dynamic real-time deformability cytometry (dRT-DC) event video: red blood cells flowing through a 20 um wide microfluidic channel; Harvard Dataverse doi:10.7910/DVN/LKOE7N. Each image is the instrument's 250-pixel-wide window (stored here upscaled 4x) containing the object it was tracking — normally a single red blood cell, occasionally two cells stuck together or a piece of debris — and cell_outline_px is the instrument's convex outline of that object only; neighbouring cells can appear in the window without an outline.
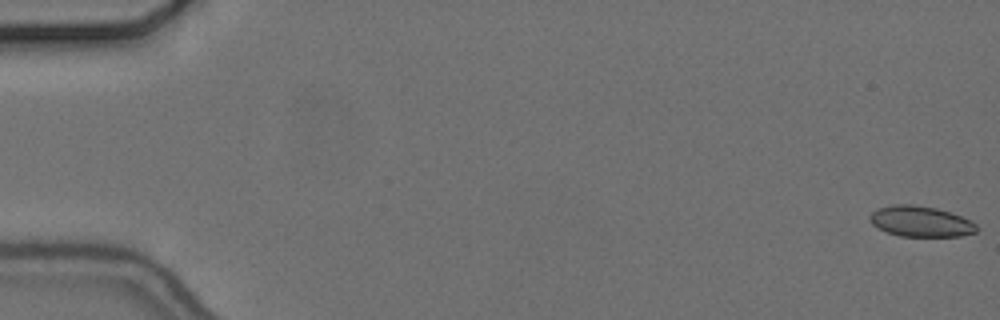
{"species": "common noctule bat (a hibernating species)", "species_latin": "Nyctalus noctula", "temperature_condition": "cold", "stored_images_in_passage": 16, "camera_frame_rate_fps": 3000, "um_per_image_px": 0.085, "animal": {"sex": "female", "body_mass_g": 24.6, "forearm_length_mm": 56.2}, "frame": {"image": 1, "passage_image": 1, "time_ms": 0.0, "image_size_px": [1000, 320], "cell_outline_px": [[976, 232], [960, 236], [900, 236], [888, 232], [872, 224], [868, 216], [876, 208], [892, 204], [912, 204], [936, 208], [960, 216], [976, 224]], "centroid_in_image_um": [78.21, 18.81], "position_along_channel_um": 6.8, "area_um2": 18.9}}
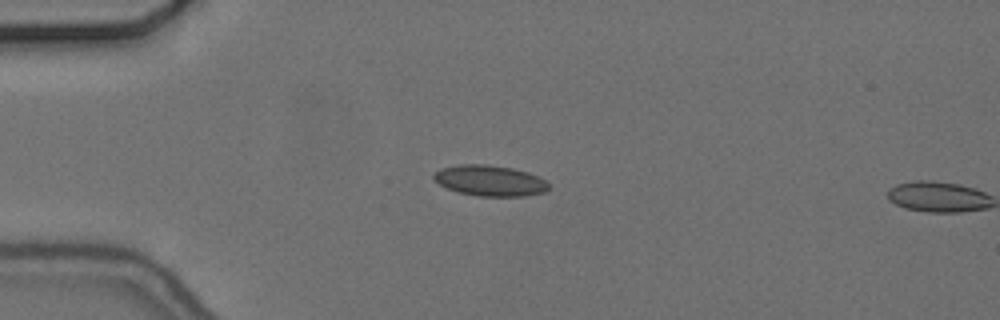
{"frame": {"image": 2, "passage_image": 15, "time_ms": 4.667, "image_size_px": [1000, 320], "cell_outline_px": [[548, 188], [544, 192], [524, 196], [476, 196], [460, 192], [448, 188], [440, 184], [432, 176], [440, 168], [456, 164], [484, 164], [512, 168], [528, 172], [544, 180], [548, 184]], "centroid_in_image_um": [41.62, 15.34], "position_along_channel_um": 43.4, "area_um2": 20.4}}